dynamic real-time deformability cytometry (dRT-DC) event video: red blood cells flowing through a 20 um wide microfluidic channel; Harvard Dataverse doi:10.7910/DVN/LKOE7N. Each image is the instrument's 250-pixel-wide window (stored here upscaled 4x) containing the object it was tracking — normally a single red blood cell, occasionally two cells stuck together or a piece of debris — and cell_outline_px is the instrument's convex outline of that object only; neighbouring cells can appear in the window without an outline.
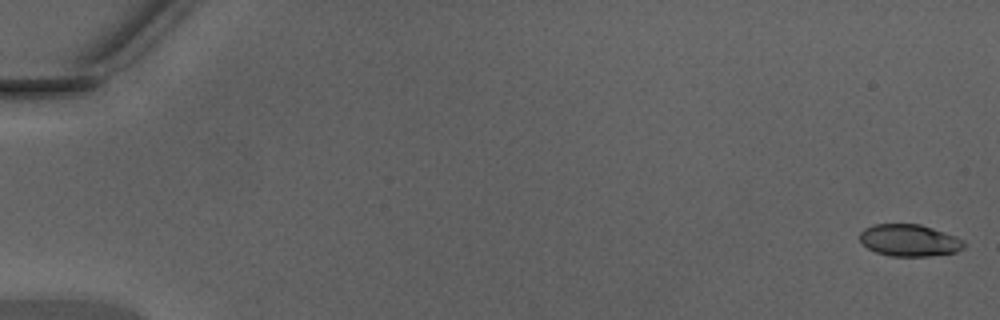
{"species": "Egyptian fruit bat (a non-hibernating species)", "species_latin": "Rousettus aegyptiacus", "temperature_condition": "warm", "stored_images_in_passage": 48, "camera_frame_rate_fps": 3000, "um_per_image_px": 0.085, "animal": {"sex": "male"}, "frame": {"image": 1, "passage_image": 1, "time_ms": 0.0, "image_size_px": [1000, 320], "cell_outline_px": [[964, 248], [956, 252], [928, 256], [892, 256], [876, 252], [868, 248], [860, 240], [860, 232], [864, 228], [872, 224], [920, 224], [956, 236], [964, 240]], "centroid_in_image_um": [77.3, 20.42], "position_along_channel_um": 7.7, "area_um2": 19.36}}
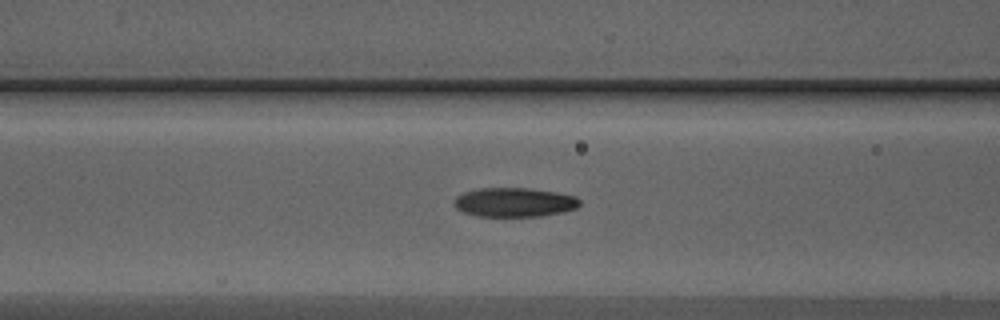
{"frame": {"image": 2, "passage_image": 21, "time_ms": 6.667, "image_size_px": [1000, 320], "cell_outline_px": [[580, 204], [576, 208], [564, 212], [540, 216], [476, 216], [464, 212], [456, 208], [456, 196], [464, 192], [480, 188], [532, 188], [556, 192], [576, 196], [580, 200]], "centroid_in_image_um": [43.76, 17.19], "position_along_channel_um": 122.8, "area_um2": 21.33}}
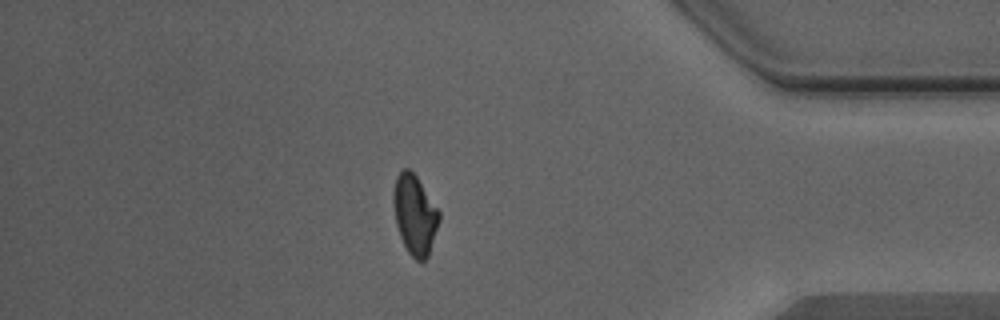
{"frame": {"image": 3, "passage_image": 42, "time_ms": 13.667, "image_size_px": [1000, 320], "cell_outline_px": [[440, 220], [428, 256], [424, 260], [416, 260], [408, 252], [400, 236], [396, 224], [392, 196], [392, 192], [396, 176], [404, 168], [408, 168], [416, 176], [440, 212]], "centroid_in_image_um": [35.24, 18.24], "position_along_channel_um": 400.0, "area_um2": 21.04}, "authors_computed_cell_mechanics": {"area_um2": 20.8369, "velocity_mm_per_s": 4.385, "shape_relaxation_time_tau1_ms": 6.9775, "shape_relaxation_time_tau2_ms": 1.9108, "deformation_change_tau1": 0.2113, "deformation_change_tau2": 0.0864}}